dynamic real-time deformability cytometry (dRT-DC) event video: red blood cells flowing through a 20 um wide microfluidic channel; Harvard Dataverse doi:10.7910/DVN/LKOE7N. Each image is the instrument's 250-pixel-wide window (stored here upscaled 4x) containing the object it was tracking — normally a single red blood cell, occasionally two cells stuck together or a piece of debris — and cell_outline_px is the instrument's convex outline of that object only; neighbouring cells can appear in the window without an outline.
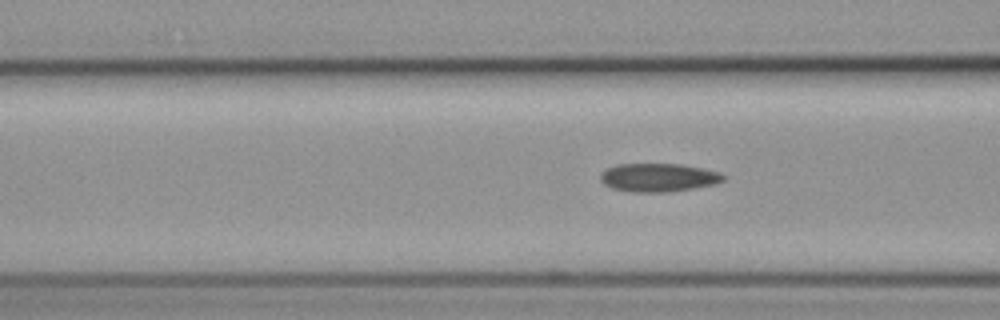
{"species": "common noctule bat (a hibernating species)", "species_latin": "Nyctalus noctula", "temperature_condition": "cold", "stored_images_in_passage": 6, "segment_of_instrument_passage": [2, 2], "camera_frame_rate_fps": 3000, "um_per_image_px": 0.085, "animal": {"sex": "female", "body_mass_g": 19.3, "forearm_length_mm": 54.1}, "frame": {"image": 1, "passage_image": 6, "time_ms": 7.0, "image_size_px": [1000, 320], "cell_outline_px": [[724, 180], [716, 184], [668, 192], [632, 192], [612, 188], [604, 184], [600, 180], [600, 172], [616, 164], [680, 164], [704, 168], [720, 172], [724, 176]], "centroid_in_image_um": [55.95, 15.08], "position_along_channel_um": 110.6, "area_um2": 20.4}}